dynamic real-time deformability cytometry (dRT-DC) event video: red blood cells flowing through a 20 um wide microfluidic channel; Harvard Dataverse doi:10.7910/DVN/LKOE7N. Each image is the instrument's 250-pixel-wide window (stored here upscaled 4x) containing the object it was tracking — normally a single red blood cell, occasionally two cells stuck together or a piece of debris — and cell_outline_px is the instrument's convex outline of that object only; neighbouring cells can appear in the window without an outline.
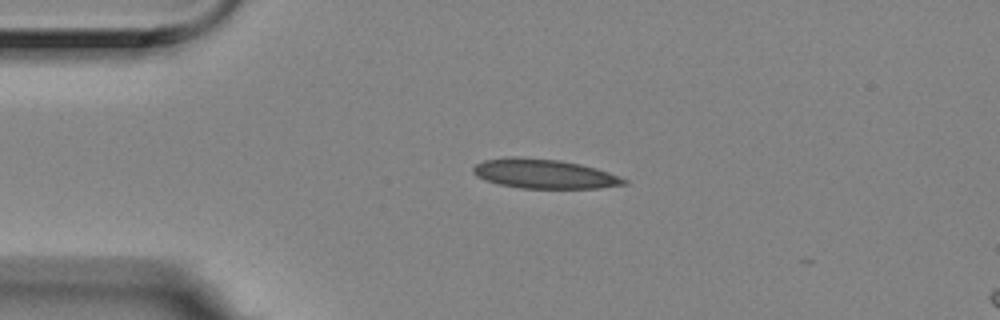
{"species": "Egyptian fruit bat (a non-hibernating species)", "species_latin": "Rousettus aegyptiacus", "temperature_condition": "room temperature", "stored_images_in_passage": 4, "camera_frame_rate_fps": 3000, "um_per_image_px": 0.085, "animal": {"sex": "female"}, "frame": {"image": 1, "passage_image": 1, "time_ms": 0.0, "image_size_px": [1000, 320], "cell_outline_px": [[628, 184], [600, 188], [520, 188], [496, 184], [484, 180], [476, 176], [472, 172], [472, 168], [476, 164], [484, 160], [508, 156], [520, 156], [560, 160], [580, 164], [596, 168], [608, 172], [628, 180]], "centroid_in_image_um": [46.21, 14.77], "position_along_channel_um": 38.8, "area_um2": 26.13}}
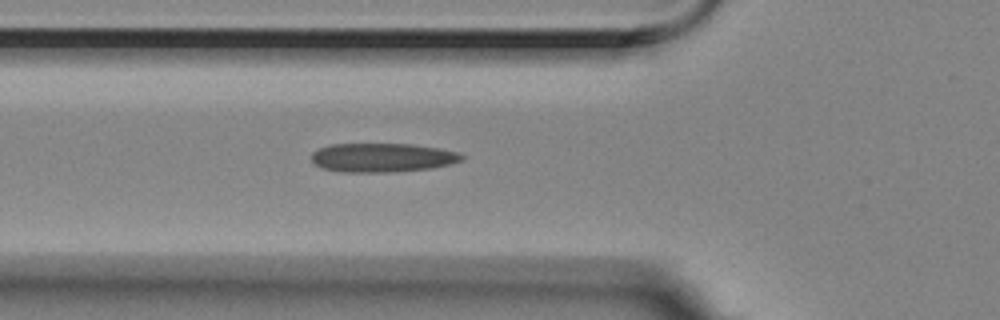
{"frame": {"image": 2, "passage_image": 3, "time_ms": 0.667, "image_size_px": [1000, 320], "cell_outline_px": [[464, 160], [432, 168], [392, 172], [340, 172], [324, 168], [316, 164], [312, 160], [312, 152], [320, 148], [332, 144], [412, 144], [440, 148], [456, 152], [464, 156]], "centroid_in_image_um": [32.51, 13.39], "position_along_channel_um": 93.3, "area_um2": 25.26}}